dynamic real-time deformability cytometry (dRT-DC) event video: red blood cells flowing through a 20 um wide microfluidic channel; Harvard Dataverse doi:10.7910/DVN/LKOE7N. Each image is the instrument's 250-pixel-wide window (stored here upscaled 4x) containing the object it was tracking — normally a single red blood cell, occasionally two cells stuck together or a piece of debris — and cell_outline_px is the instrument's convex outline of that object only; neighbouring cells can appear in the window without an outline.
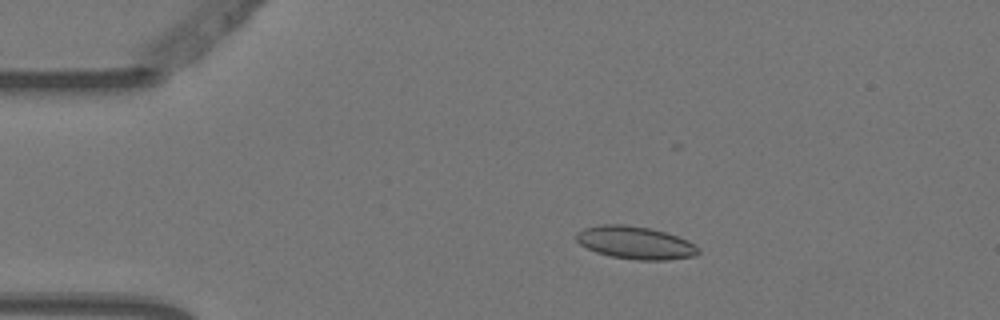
{"species": "Egyptian fruit bat (a non-hibernating species)", "species_latin": "Rousettus aegyptiacus", "temperature_condition": "warm", "stored_images_in_passage": 3, "camera_frame_rate_fps": 3000, "um_per_image_px": 0.085, "animal": {"sex": "female"}, "frame": {"image": 1, "passage_image": 3, "time_ms": 0.667, "image_size_px": [1000, 320], "cell_outline_px": [[700, 252], [696, 256], [668, 260], [636, 260], [612, 256], [596, 252], [580, 244], [576, 240], [576, 232], [584, 228], [600, 224], [624, 224], [652, 228], [688, 240], [700, 248]], "centroid_in_image_um": [54.02, 20.63], "position_along_channel_um": 31.0, "area_um2": 23.41}}